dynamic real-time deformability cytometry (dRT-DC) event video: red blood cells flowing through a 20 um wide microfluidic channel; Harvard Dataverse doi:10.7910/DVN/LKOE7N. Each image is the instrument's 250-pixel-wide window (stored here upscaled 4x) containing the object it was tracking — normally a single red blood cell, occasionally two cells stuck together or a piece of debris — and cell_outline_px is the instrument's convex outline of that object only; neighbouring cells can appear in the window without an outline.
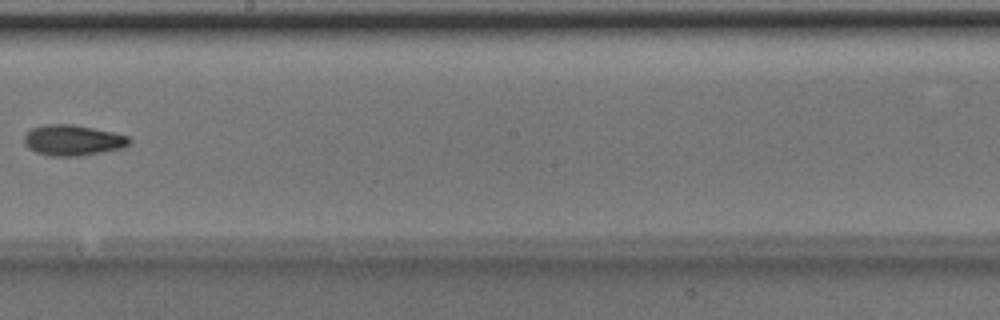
{"species": "Egyptian fruit bat (a non-hibernating species)", "species_latin": "Rousettus aegyptiacus", "temperature_condition": "room temperature", "stored_images_in_passage": 7, "camera_frame_rate_fps": 3000, "um_per_image_px": 0.085, "animal": {"sex": "male"}, "frame": {"image": 1, "passage_image": 7, "time_ms": 2.0, "image_size_px": [1000, 320], "cell_outline_px": [[132, 140], [124, 148], [80, 156], [48, 156], [36, 152], [28, 148], [24, 144], [24, 132], [32, 128], [44, 124], [72, 124], [112, 132], [128, 136]], "centroid_in_image_um": [6.15, 11.92], "position_along_channel_um": 242.0, "area_um2": 18.96}}